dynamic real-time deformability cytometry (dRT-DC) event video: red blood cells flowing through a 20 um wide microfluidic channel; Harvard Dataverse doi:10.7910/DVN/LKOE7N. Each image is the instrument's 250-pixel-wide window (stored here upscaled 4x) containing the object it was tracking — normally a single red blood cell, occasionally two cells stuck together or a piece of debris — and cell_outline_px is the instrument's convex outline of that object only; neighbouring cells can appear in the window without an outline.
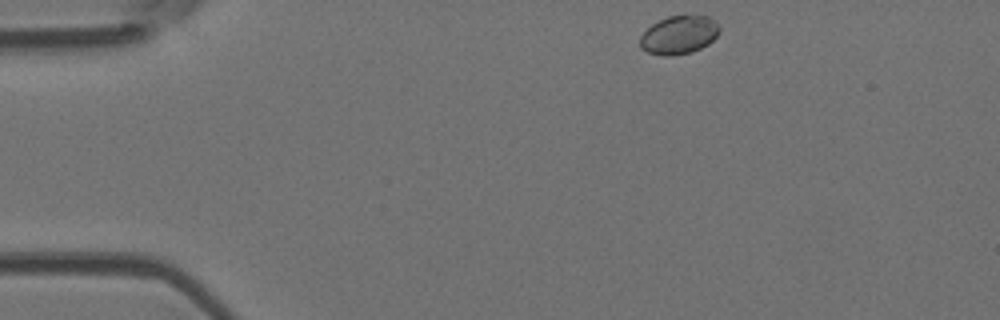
{"species": "Egyptian fruit bat (a non-hibernating species)", "species_latin": "Rousettus aegyptiacus", "temperature_condition": "room temperature", "stored_images_in_passage": 37, "camera_frame_rate_fps": 3000, "um_per_image_px": 0.085, "animal": {"sex": "female"}, "frame": {"image": 1, "passage_image": 1, "time_ms": 0.0, "image_size_px": [1000, 320], "cell_outline_px": [[720, 28], [716, 36], [708, 44], [692, 52], [672, 56], [664, 56], [648, 52], [640, 48], [640, 36], [652, 24], [668, 16], [684, 12], [708, 16]], "centroid_in_image_um": [57.7, 2.93], "position_along_channel_um": 27.3, "area_um2": 18.09}}
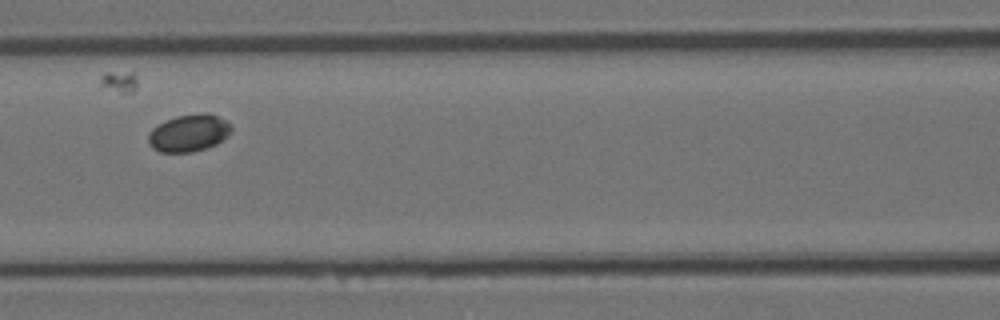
{"frame": {"image": 2, "passage_image": 16, "time_ms": 5.0, "image_size_px": [1000, 320], "cell_outline_px": [[232, 128], [228, 136], [216, 144], [192, 152], [160, 152], [152, 148], [148, 140], [148, 132], [152, 128], [164, 120], [176, 116], [200, 112], [208, 112], [232, 124]], "centroid_in_image_um": [16.04, 11.29], "position_along_channel_um": 150.6, "area_um2": 18.15}}
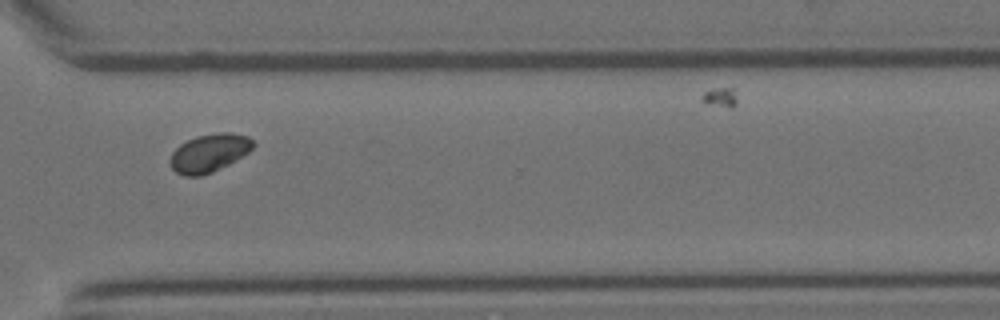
{"frame": {"image": 3, "passage_image": 32, "time_ms": 10.333, "image_size_px": [1000, 320], "cell_outline_px": [[256, 144], [248, 152], [228, 164], [212, 172], [200, 176], [184, 176], [176, 172], [172, 168], [168, 160], [172, 152], [180, 144], [196, 136], [220, 132], [228, 132], [248, 136]], "centroid_in_image_um": [17.76, 13.0], "position_along_channel_um": 352.8, "area_um2": 18.38}}